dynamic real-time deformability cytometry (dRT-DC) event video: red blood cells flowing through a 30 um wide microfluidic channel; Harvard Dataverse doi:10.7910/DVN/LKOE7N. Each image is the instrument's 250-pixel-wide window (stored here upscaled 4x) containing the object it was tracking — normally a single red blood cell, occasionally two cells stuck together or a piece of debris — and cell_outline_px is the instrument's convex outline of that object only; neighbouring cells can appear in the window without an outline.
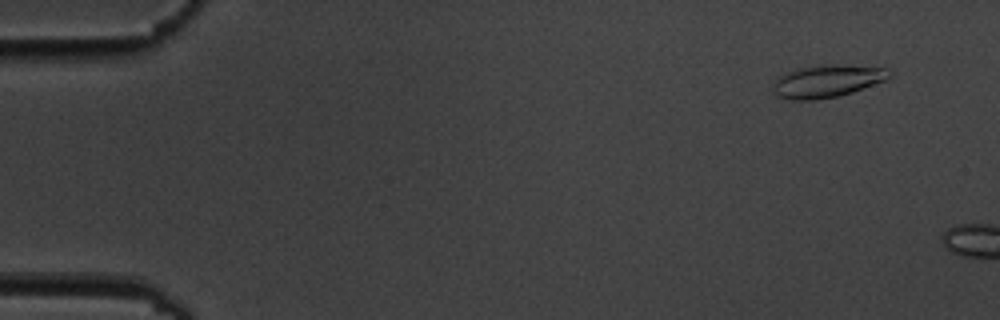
{"species": "common noctule bat (a hibernating species)", "species_latin": "Nyctalus noctula", "temperature_condition": "cold", "stored_images_in_passage": 4, "camera_frame_rate_fps": 3000, "um_per_image_px": 0.085, "animal": {"sex": "male", "body_mass_g": 19.5, "forearm_length_mm": 54.6}, "frame": {"image": 1, "passage_image": 2, "time_ms": 1.333, "image_size_px": [1000, 320], "cell_outline_px": [[892, 76], [888, 80], [840, 96], [816, 100], [792, 100], [776, 96], [772, 92], [772, 88], [776, 80], [780, 76], [788, 72], [800, 68], [824, 64], [836, 64], [888, 68], [892, 72]], "centroid_in_image_um": [70.35, 6.9], "position_along_channel_um": 14.7, "area_um2": 22.31}}